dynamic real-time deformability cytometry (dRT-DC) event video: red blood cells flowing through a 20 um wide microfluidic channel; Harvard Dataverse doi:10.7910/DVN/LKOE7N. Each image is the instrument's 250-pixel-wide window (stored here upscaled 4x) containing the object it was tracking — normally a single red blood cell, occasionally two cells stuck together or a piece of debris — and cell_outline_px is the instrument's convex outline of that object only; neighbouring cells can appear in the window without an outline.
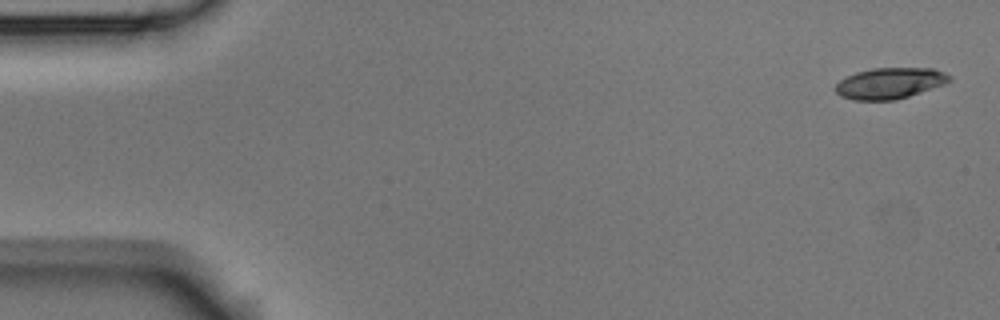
{"species": "Egyptian fruit bat (a non-hibernating species)", "species_latin": "Rousettus aegyptiacus", "temperature_condition": "room temperature", "stored_images_in_passage": 5, "camera_frame_rate_fps": 3000, "um_per_image_px": 0.085, "animal": {"sex": "male"}, "frame": {"image": 1, "passage_image": 1, "time_ms": 0.0, "image_size_px": [1000, 320], "cell_outline_px": [[952, 80], [944, 84], [896, 100], [852, 100], [840, 96], [836, 92], [836, 84], [840, 80], [856, 72], [872, 68], [932, 68], [944, 72], [952, 76]], "centroid_in_image_um": [75.64, 7.07], "position_along_channel_um": 9.4, "area_um2": 20.58}}
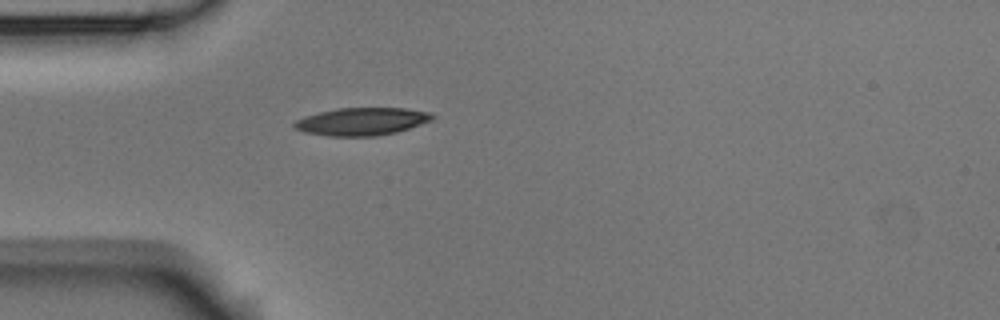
{"frame": {"image": 2, "passage_image": 5, "time_ms": 4.667, "image_size_px": [1000, 320], "cell_outline_px": [[436, 116], [432, 120], [396, 132], [376, 136], [328, 136], [304, 132], [296, 128], [292, 124], [296, 120], [304, 116], [336, 108], [404, 108], [432, 112]], "centroid_in_image_um": [30.76, 10.32], "position_along_channel_um": 54.2, "area_um2": 22.25}}